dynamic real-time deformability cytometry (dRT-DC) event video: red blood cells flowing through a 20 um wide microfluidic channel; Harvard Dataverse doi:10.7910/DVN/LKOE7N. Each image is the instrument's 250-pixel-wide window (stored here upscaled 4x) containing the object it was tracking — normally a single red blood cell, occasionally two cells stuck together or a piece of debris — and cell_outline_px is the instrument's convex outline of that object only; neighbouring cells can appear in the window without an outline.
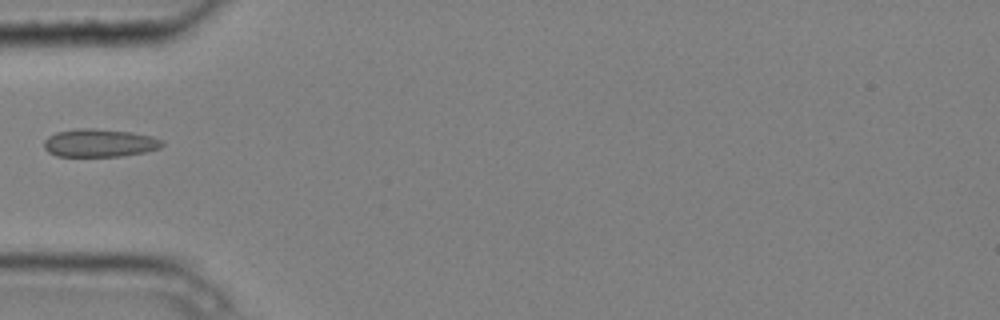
{"species": "common noctule bat (a hibernating species)", "species_latin": "Nyctalus noctula", "temperature_condition": "cold", "stored_images_in_passage": 6, "camera_frame_rate_fps": 3000, "um_per_image_px": 0.085, "animal": {"sex": "male", "body_mass_g": 20.4}, "frame": {"image": 1, "passage_image": 6, "time_ms": 1.667, "image_size_px": [1000, 320], "cell_outline_px": [[164, 144], [160, 148], [144, 152], [120, 156], [56, 156], [48, 152], [44, 148], [44, 140], [48, 136], [56, 132], [76, 128], [96, 128], [132, 132], [152, 136], [164, 140]], "centroid_in_image_um": [8.46, 12.14], "position_along_channel_um": 76.5, "area_um2": 19.48}}